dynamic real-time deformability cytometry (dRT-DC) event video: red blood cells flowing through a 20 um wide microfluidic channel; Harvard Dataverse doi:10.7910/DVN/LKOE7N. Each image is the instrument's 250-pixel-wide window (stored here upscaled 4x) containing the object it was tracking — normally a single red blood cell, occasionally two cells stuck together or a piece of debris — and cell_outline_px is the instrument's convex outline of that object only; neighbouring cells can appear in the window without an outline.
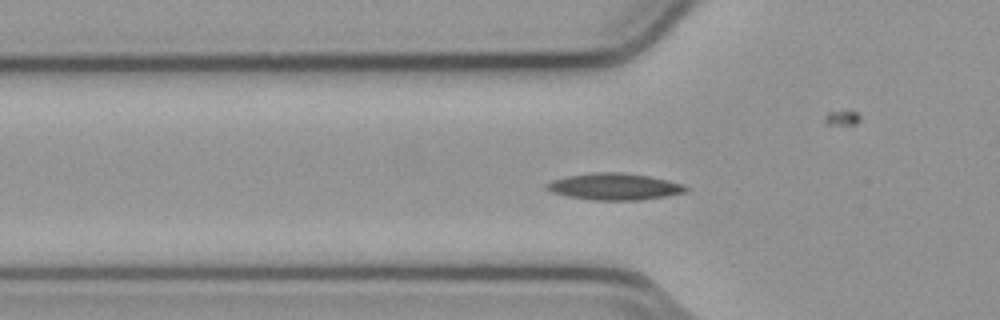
{"species": "common noctule bat (a hibernating species)", "species_latin": "Nyctalus noctula", "temperature_condition": "cold", "stored_images_in_passage": 55, "segment_of_instrument_passage": [1, 2], "camera_frame_rate_fps": 3000, "um_per_image_px": 0.085, "animal": {"sex": "male", "body_mass_g": 23.1, "forearm_length_mm": 52.7}, "frame": {"image": 1, "passage_image": 18, "time_ms": 5.667, "image_size_px": [1000, 320], "cell_outline_px": [[688, 192], [668, 196], [640, 200], [592, 200], [568, 196], [552, 192], [544, 188], [544, 184], [552, 180], [568, 176], [592, 172], [620, 172], [648, 176], [668, 180], [684, 184], [688, 188]], "centroid_in_image_um": [52.24, 15.86], "position_along_channel_um": 73.6, "area_um2": 21.79}}
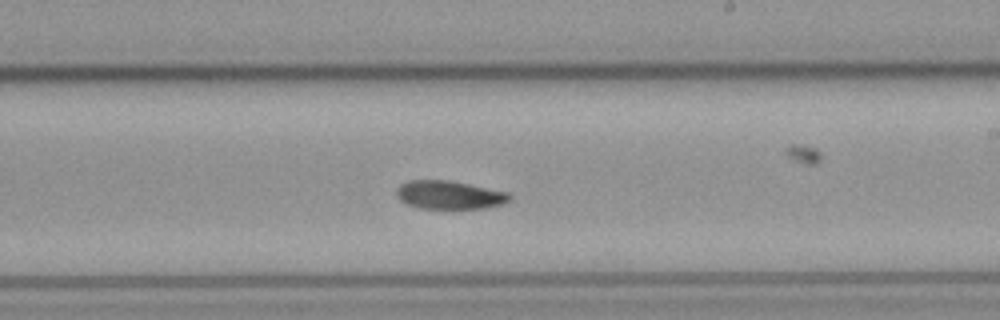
{"frame": {"image": 2, "passage_image": 32, "time_ms": 10.333, "image_size_px": [1000, 320], "cell_outline_px": [[512, 200], [500, 204], [484, 208], [420, 208], [408, 204], [400, 200], [396, 196], [396, 188], [400, 184], [408, 180], [448, 180], [508, 192], [512, 196]], "centroid_in_image_um": [38.17, 16.56], "position_along_channel_um": 250.8, "area_um2": 18.61}}
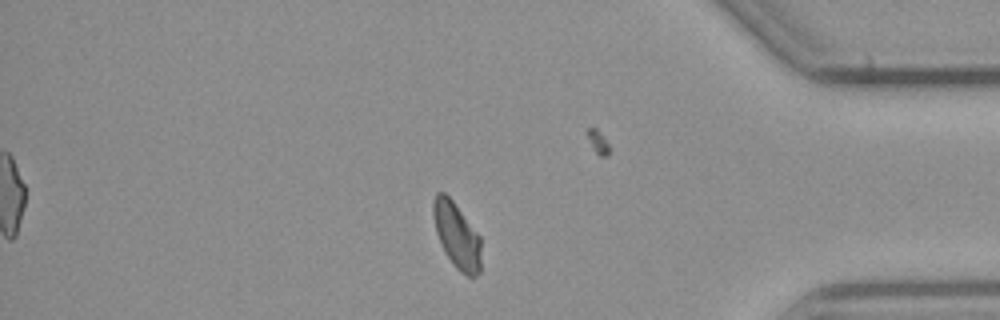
{"frame": {"image": 3, "passage_image": 46, "time_ms": 15.0, "image_size_px": [1000, 320], "cell_outline_px": [[480, 272], [476, 276], [468, 276], [460, 272], [456, 268], [448, 256], [436, 232], [432, 212], [432, 204], [436, 192], [444, 192], [452, 200], [480, 236]], "centroid_in_image_um": [38.82, 20.0], "position_along_channel_um": 396.4, "area_um2": 17.98}}